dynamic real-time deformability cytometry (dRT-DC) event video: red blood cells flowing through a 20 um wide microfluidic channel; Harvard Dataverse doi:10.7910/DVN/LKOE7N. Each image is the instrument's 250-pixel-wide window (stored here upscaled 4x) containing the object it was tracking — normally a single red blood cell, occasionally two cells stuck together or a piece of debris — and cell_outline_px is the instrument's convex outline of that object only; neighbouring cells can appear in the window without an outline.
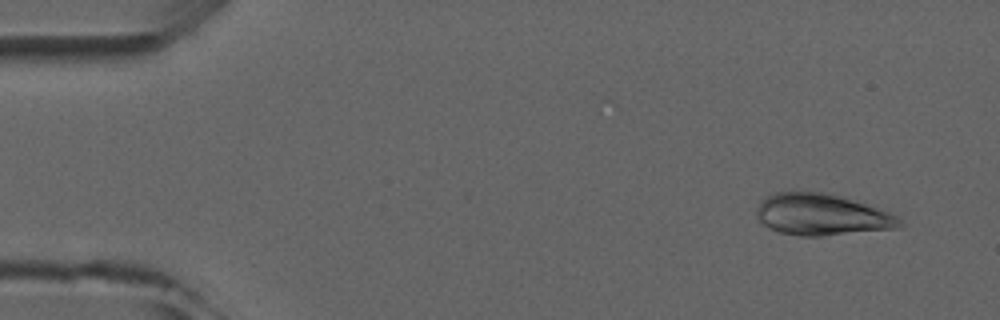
{"species": "common noctule bat (a hibernating species)", "species_latin": "Nyctalus noctula", "temperature_condition": "room temperature", "stored_images_in_passage": 4, "camera_frame_rate_fps": 3000, "um_per_image_px": 0.085, "animal": {"sex": "male", "forearm_length_mm": 52.5}, "frame": {"image": 1, "passage_image": 1, "time_ms": 0.0, "image_size_px": [1000, 320], "cell_outline_px": [[904, 224], [900, 228], [820, 236], [800, 236], [780, 232], [768, 228], [756, 216], [756, 208], [760, 200], [764, 196], [776, 192], [800, 188], [824, 192], [840, 196], [888, 212], [896, 216]], "centroid_in_image_um": [69.76, 18.21], "position_along_channel_um": 15.2, "area_um2": 35.14}}